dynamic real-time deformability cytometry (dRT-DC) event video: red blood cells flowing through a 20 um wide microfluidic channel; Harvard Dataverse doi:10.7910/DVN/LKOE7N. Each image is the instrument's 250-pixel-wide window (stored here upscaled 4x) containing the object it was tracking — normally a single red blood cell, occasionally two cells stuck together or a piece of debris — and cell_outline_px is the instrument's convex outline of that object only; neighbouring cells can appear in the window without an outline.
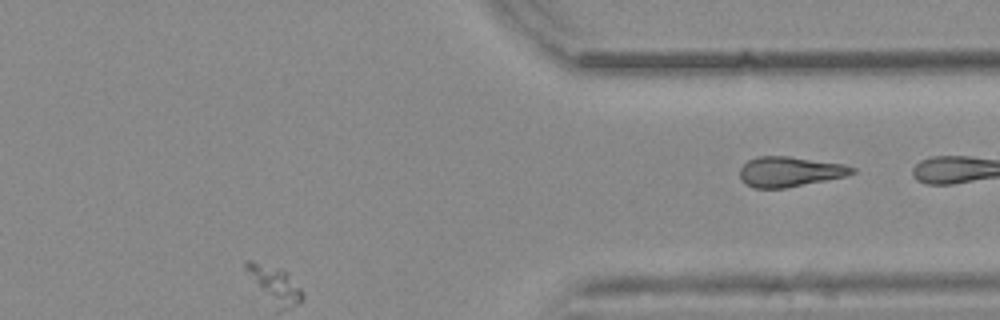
{"species": "common noctule bat (a hibernating species)", "species_latin": "Nyctalus noctula", "temperature_condition": "warm", "stored_images_in_passage": 37, "segment_of_instrument_passage": [2, 2], "camera_frame_rate_fps": 3000, "um_per_image_px": 0.085, "animal": {"sex": "female", "body_mass_g": 25.1}, "frame": {"image": 1, "passage_image": 37, "time_ms": 12.0, "image_size_px": [1000, 320], "cell_outline_px": [[856, 172], [848, 176], [784, 188], [756, 188], [748, 184], [740, 176], [740, 168], [748, 160], [756, 156], [788, 156], [844, 164], [856, 168]], "centroid_in_image_um": [67.17, 14.58], "position_along_channel_um": 344.2, "area_um2": 19.59}}